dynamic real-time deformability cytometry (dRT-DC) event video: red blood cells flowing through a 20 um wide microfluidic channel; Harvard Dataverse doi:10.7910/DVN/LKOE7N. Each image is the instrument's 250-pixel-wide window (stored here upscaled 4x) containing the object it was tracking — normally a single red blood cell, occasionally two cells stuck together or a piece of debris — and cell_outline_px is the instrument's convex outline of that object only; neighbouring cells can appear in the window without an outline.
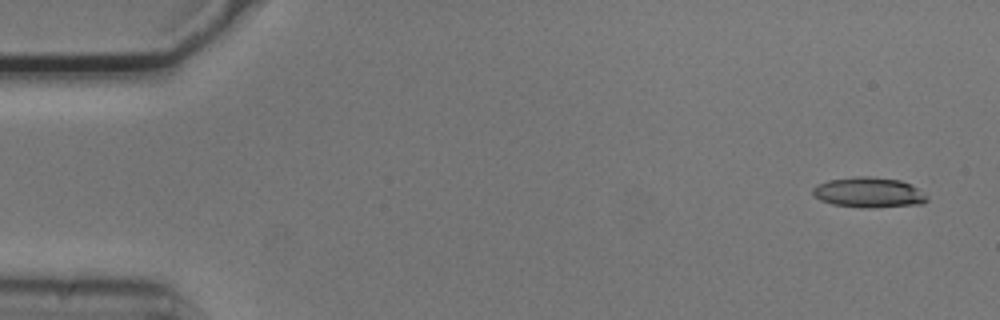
{"species": "common noctule bat (a hibernating species)", "species_latin": "Nyctalus noctula", "temperature_condition": "cold", "stored_images_in_passage": 7, "camera_frame_rate_fps": 3000, "um_per_image_px": 0.085, "animal": {"sex": "male", "body_mass_g": 20.5, "forearm_length_mm": 52.5}, "frame": {"image": 1, "passage_image": 2, "time_ms": 0.333, "image_size_px": [1000, 320], "cell_outline_px": [[928, 200], [924, 204], [876, 208], [860, 208], [832, 204], [820, 200], [812, 196], [812, 188], [816, 184], [828, 180], [856, 176], [868, 176], [900, 180], [916, 188], [928, 196]], "centroid_in_image_um": [73.81, 16.37], "position_along_channel_um": 11.2, "area_um2": 20.46}}